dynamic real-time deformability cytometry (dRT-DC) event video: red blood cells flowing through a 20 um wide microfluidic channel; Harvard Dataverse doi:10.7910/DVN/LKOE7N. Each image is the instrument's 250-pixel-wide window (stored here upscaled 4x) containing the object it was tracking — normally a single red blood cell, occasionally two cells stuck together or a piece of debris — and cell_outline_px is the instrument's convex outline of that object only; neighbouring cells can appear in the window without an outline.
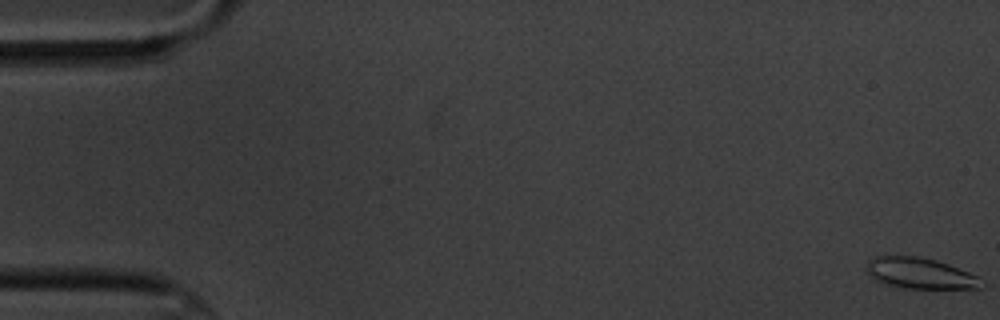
{"species": "common noctule bat (a hibernating species)", "species_latin": "Nyctalus noctula", "temperature_condition": "cold", "stored_images_in_passage": 8, "camera_frame_rate_fps": 3000, "um_per_image_px": 0.085, "animal": {"sex": "male", "body_mass_g": 20.1, "forearm_length_mm": 53.5}, "frame": {"image": 1, "passage_image": 1, "time_ms": 0.0, "image_size_px": [1000, 320], "cell_outline_px": [[984, 288], [904, 288], [888, 284], [876, 280], [868, 276], [864, 268], [864, 264], [872, 256], [916, 256], [936, 260], [948, 264], [968, 272], [976, 276]], "centroid_in_image_um": [78.1, 23.21], "position_along_channel_um": 6.9, "area_um2": 20.63}}
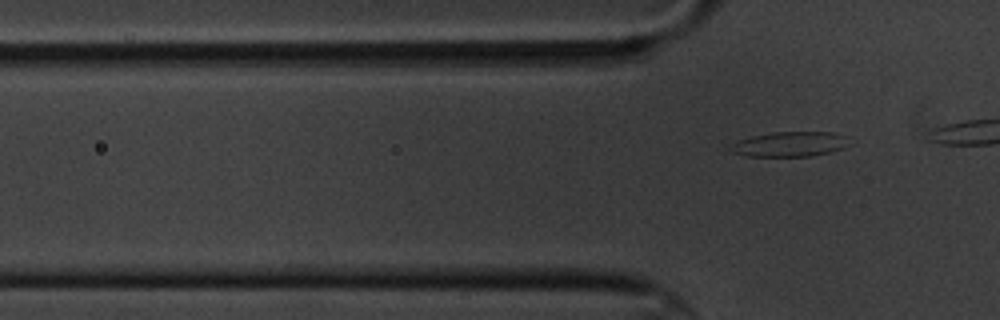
{"frame": {"image": 2, "passage_image": 8, "time_ms": 8.333, "image_size_px": [1000, 320], "cell_outline_px": [[844, 148], [832, 152], [812, 156], [744, 156], [732, 152], [728, 148], [728, 144], [752, 136], [772, 132], [832, 132], [844, 136]], "centroid_in_image_um": [67.03, 12.26], "position_along_channel_um": 58.8, "area_um2": 17.11}}